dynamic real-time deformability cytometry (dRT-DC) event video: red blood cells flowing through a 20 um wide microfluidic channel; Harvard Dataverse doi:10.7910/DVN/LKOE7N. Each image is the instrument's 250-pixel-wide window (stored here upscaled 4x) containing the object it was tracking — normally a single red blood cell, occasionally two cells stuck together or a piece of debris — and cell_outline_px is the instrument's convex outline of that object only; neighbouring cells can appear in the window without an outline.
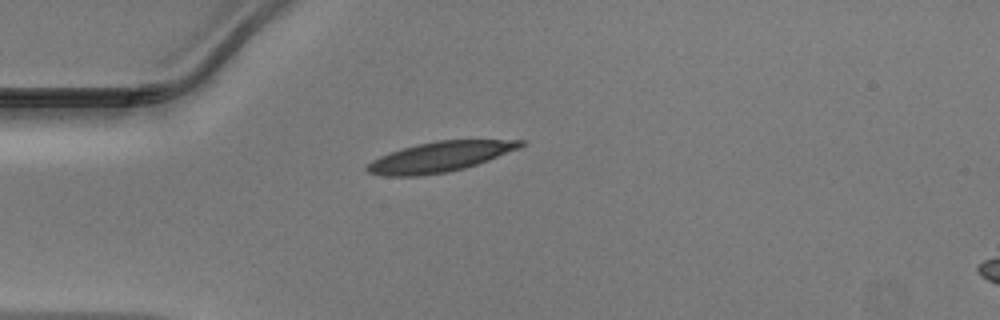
{"species": "Egyptian fruit bat (a non-hibernating species)", "species_latin": "Rousettus aegyptiacus", "temperature_condition": "warm", "stored_images_in_passage": 37, "camera_frame_rate_fps": 3000, "um_per_image_px": 0.085, "animal": {"sex": "male"}, "frame": {"image": 1, "passage_image": 1, "time_ms": 0.0, "image_size_px": [1000, 320], "cell_outline_px": [[524, 144], [520, 148], [488, 160], [464, 168], [448, 172], [416, 176], [384, 176], [368, 172], [364, 168], [372, 160], [380, 156], [416, 144], [436, 140], [524, 140]], "centroid_in_image_um": [37.38, 13.33], "position_along_channel_um": 47.6, "area_um2": 26.7}}
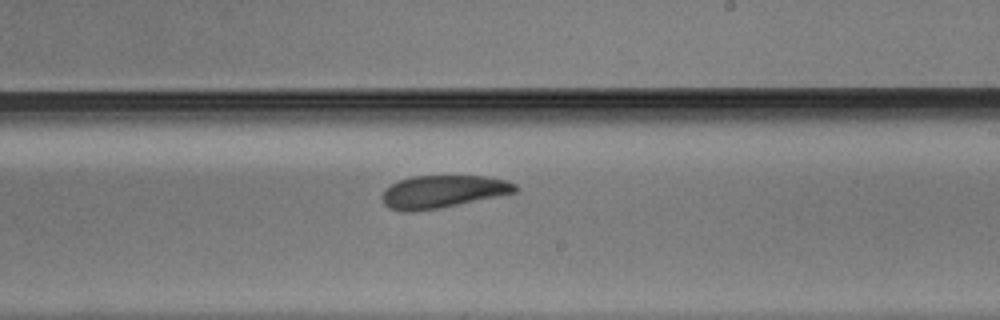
{"frame": {"image": 2, "passage_image": 17, "time_ms": 5.333, "image_size_px": [1000, 320], "cell_outline_px": [[520, 188], [516, 192], [440, 208], [412, 212], [404, 212], [388, 208], [384, 204], [384, 192], [392, 184], [400, 180], [412, 176], [484, 176], [508, 180], [516, 184]], "centroid_in_image_um": [37.68, 16.29], "position_along_channel_um": 251.3, "area_um2": 25.14}}
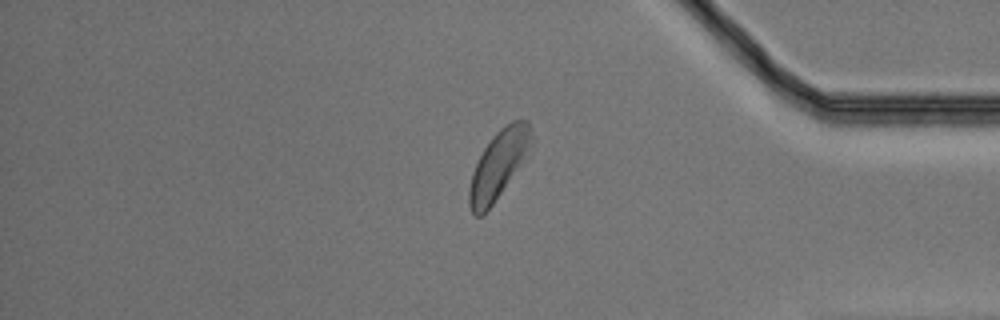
{"frame": {"image": 3, "passage_image": 29, "time_ms": 9.333, "image_size_px": [1000, 320], "cell_outline_px": [[532, 140], [520, 160], [500, 192], [492, 204], [480, 216], [476, 216], [472, 212], [468, 204], [468, 188], [472, 172], [484, 148], [492, 136], [504, 124], [512, 120], [528, 120], [532, 136]], "centroid_in_image_um": [42.29, 13.95], "position_along_channel_um": 392.9, "area_um2": 23.35}}